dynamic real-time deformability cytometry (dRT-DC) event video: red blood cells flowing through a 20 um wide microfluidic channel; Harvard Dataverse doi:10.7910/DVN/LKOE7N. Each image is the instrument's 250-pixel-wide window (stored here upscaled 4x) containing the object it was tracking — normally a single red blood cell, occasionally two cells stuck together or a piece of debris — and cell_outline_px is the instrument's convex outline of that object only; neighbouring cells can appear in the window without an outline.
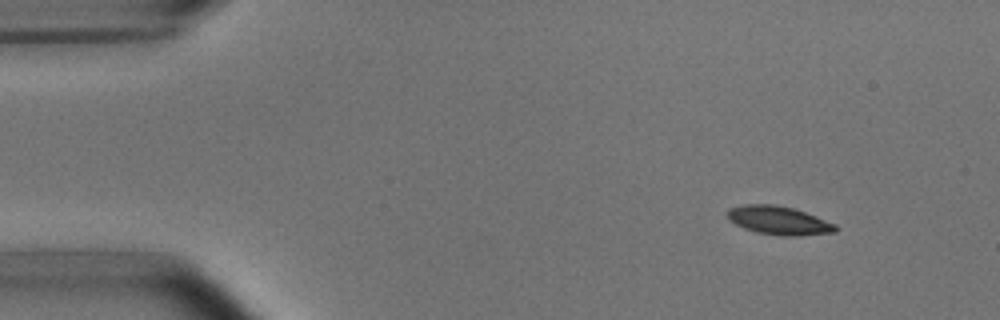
{"species": "common noctule bat (a hibernating species)", "species_latin": "Nyctalus noctula", "temperature_condition": "room temperature", "stored_images_in_passage": 6, "camera_frame_rate_fps": 3000, "um_per_image_px": 0.085, "animal": {"sex": "male", "body_mass_g": 15.6}, "frame": {"image": 1, "passage_image": 1, "time_ms": 0.0, "image_size_px": [1000, 320], "cell_outline_px": [[840, 228], [836, 232], [800, 236], [780, 236], [756, 232], [744, 228], [728, 220], [728, 208], [744, 204], [776, 204], [792, 208], [816, 216], [836, 224]], "centroid_in_image_um": [66.22, 18.74], "position_along_channel_um": 18.8, "area_um2": 18.15}}
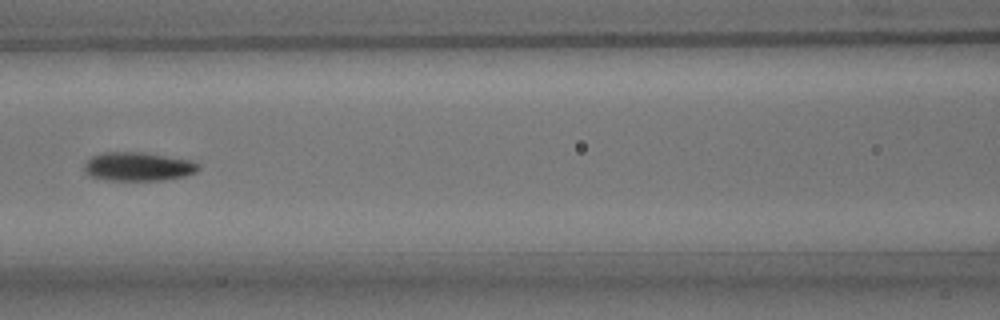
{"frame": {"image": 2, "passage_image": 6, "time_ms": 6.0, "image_size_px": [1000, 320], "cell_outline_px": [[200, 168], [196, 172], [184, 176], [164, 180], [104, 180], [88, 176], [84, 172], [84, 164], [92, 156], [104, 152], [140, 152], [192, 160], [200, 164]], "centroid_in_image_um": [11.73, 14.16], "position_along_channel_um": 154.9, "area_um2": 19.25}}